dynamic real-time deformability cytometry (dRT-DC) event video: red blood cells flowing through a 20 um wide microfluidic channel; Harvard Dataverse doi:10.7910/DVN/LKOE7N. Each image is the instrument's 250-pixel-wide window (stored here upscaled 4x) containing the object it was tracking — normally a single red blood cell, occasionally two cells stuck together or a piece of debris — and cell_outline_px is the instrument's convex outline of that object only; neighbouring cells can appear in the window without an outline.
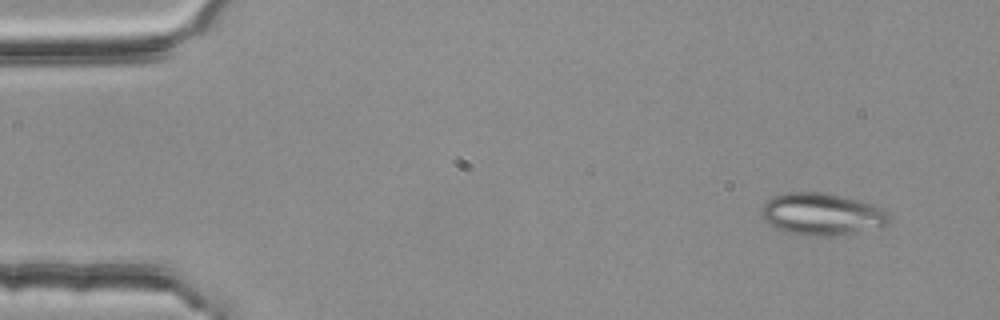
{"species": "common noctule bat (a hibernating species)", "species_latin": "Nyctalus noctula", "temperature_condition": "room temperature", "stored_images_in_passage": 4, "camera_frame_rate_fps": 3000, "um_per_image_px": 0.085, "animal": {"sex": "female", "body_mass_g": 25.1}, "frame": {"image": 1, "passage_image": 1, "time_ms": 0.0, "image_size_px": [1000, 320], "cell_outline_px": [[892, 216], [888, 224], [884, 228], [828, 236], [812, 236], [788, 232], [776, 228], [768, 224], [760, 216], [760, 208], [764, 200], [772, 196], [784, 192], [824, 192], [844, 196], [872, 204], [884, 208]], "centroid_in_image_um": [69.86, 18.19], "position_along_channel_um": 15.1, "area_um2": 32.08}}
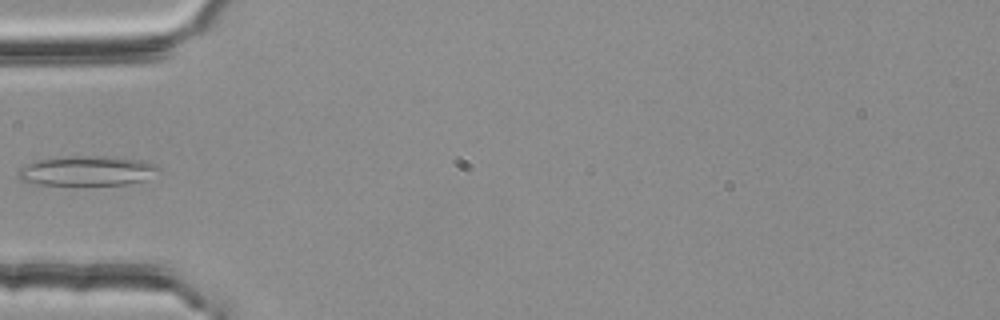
{"frame": {"image": 2, "passage_image": 4, "time_ms": 1.0, "image_size_px": [1000, 320], "cell_outline_px": [[160, 168], [144, 180], [128, 184], [36, 184], [20, 180], [16, 172], [16, 168], [36, 160], [56, 156], [116, 156], [144, 160], [156, 164]], "centroid_in_image_um": [7.34, 14.49], "position_along_channel_um": 77.7, "area_um2": 24.62}}